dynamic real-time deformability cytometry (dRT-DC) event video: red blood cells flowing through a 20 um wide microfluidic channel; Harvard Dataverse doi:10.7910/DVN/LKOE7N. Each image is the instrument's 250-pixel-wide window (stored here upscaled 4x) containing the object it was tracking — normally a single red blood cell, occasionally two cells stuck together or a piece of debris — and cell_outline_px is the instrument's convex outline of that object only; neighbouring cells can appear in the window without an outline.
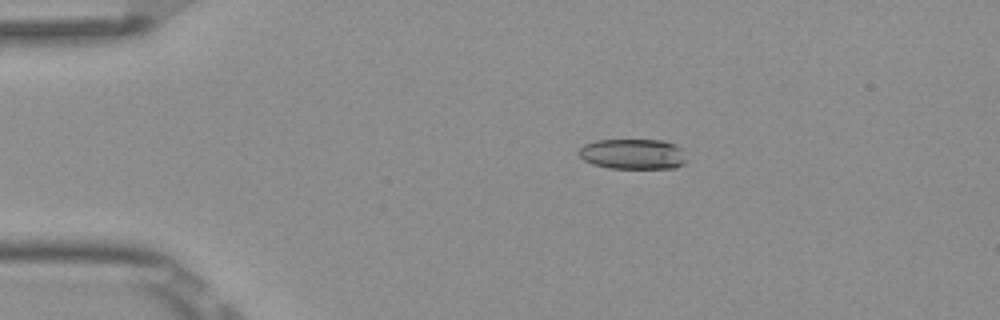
{"species": "Egyptian fruit bat (a non-hibernating species)", "species_latin": "Rousettus aegyptiacus", "temperature_condition": "room temperature", "stored_images_in_passage": 5, "camera_frame_rate_fps": 3000, "um_per_image_px": 0.085, "frame": {"image": 1, "passage_image": 3, "time_ms": 0.667, "image_size_px": [1000, 320], "cell_outline_px": [[684, 164], [676, 168], [608, 168], [592, 164], [584, 160], [576, 152], [584, 144], [596, 140], [664, 140], [676, 144], [680, 148], [684, 160]], "centroid_in_image_um": [53.75, 13.09], "position_along_channel_um": 31.2, "area_um2": 19.07}}